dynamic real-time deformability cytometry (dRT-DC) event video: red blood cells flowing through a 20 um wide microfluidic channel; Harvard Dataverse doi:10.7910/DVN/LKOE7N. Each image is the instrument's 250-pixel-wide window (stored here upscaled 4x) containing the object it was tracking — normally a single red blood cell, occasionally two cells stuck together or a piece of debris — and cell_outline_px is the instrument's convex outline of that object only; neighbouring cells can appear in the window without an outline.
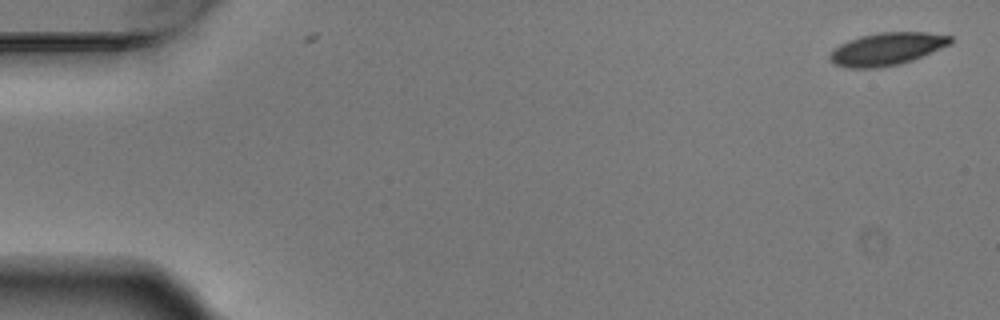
{"species": "Egyptian fruit bat (a non-hibernating species)", "species_latin": "Rousettus aegyptiacus", "temperature_condition": "warm", "stored_images_in_passage": 5, "camera_frame_rate_fps": 3000, "um_per_image_px": 0.085, "animal": {"sex": "male"}, "frame": {"image": 1, "passage_image": 1, "time_ms": 0.0, "image_size_px": [1000, 320], "cell_outline_px": [[952, 44], [912, 60], [900, 64], [880, 68], [848, 68], [836, 64], [828, 56], [840, 44], [848, 40], [860, 36], [880, 32], [928, 32], [952, 36]], "centroid_in_image_um": [75.42, 4.15], "position_along_channel_um": 9.6, "area_um2": 22.89}}
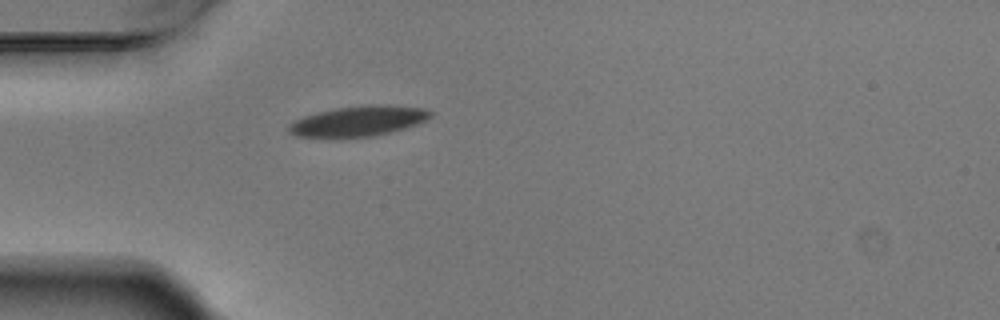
{"frame": {"image": 2, "passage_image": 5, "time_ms": 1.333, "image_size_px": [1000, 320], "cell_outline_px": [[432, 116], [416, 124], [392, 132], [372, 136], [296, 136], [288, 132], [288, 124], [304, 116], [316, 112], [336, 108], [364, 104], [388, 104], [424, 108], [432, 112]], "centroid_in_image_um": [30.48, 10.26], "position_along_channel_um": 54.5, "area_um2": 24.8}}